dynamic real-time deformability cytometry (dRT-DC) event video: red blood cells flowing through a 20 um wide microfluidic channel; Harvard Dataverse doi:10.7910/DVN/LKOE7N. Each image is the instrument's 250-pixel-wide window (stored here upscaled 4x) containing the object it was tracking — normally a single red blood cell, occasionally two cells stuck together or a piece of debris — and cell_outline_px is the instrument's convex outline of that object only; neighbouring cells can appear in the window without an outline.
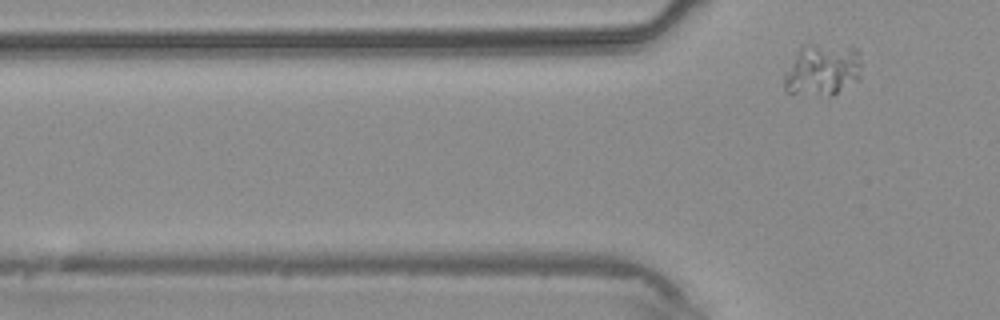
{"species": "common noctule bat (a hibernating species)", "species_latin": "Nyctalus noctula", "temperature_condition": "warm", "stored_images_in_passage": 6, "camera_frame_rate_fps": 3000, "um_per_image_px": 0.085, "animal": {"sex": "male", "body_mass_g": 20.4}, "frame": {"image": 1, "passage_image": 6, "time_ms": 5.667, "image_size_px": [1000, 320], "cell_outline_px": [[860, 80], [832, 96], [828, 96], [788, 92], [784, 88], [784, 76], [800, 44], [804, 44], [856, 48], [860, 52]], "centroid_in_image_um": [69.92, 5.95], "position_along_channel_um": 55.9, "area_um2": 23.41}}